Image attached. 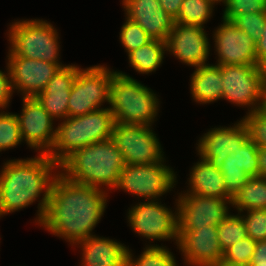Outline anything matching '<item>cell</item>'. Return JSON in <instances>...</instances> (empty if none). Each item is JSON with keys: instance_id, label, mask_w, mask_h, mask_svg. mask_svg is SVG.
<instances>
[{"instance_id": "1", "label": "cell", "mask_w": 266, "mask_h": 266, "mask_svg": "<svg viewBox=\"0 0 266 266\" xmlns=\"http://www.w3.org/2000/svg\"><path fill=\"white\" fill-rule=\"evenodd\" d=\"M107 197L102 189L77 184L58 173L40 225L75 245L93 236L91 232L105 212Z\"/></svg>"}, {"instance_id": "2", "label": "cell", "mask_w": 266, "mask_h": 266, "mask_svg": "<svg viewBox=\"0 0 266 266\" xmlns=\"http://www.w3.org/2000/svg\"><path fill=\"white\" fill-rule=\"evenodd\" d=\"M38 155L4 162L0 171V217L31 205L44 193L36 218L41 223L59 165L46 154Z\"/></svg>"}, {"instance_id": "3", "label": "cell", "mask_w": 266, "mask_h": 266, "mask_svg": "<svg viewBox=\"0 0 266 266\" xmlns=\"http://www.w3.org/2000/svg\"><path fill=\"white\" fill-rule=\"evenodd\" d=\"M124 166L122 153L110 138L73 152L59 165V173L77 184L111 190L117 186Z\"/></svg>"}, {"instance_id": "4", "label": "cell", "mask_w": 266, "mask_h": 266, "mask_svg": "<svg viewBox=\"0 0 266 266\" xmlns=\"http://www.w3.org/2000/svg\"><path fill=\"white\" fill-rule=\"evenodd\" d=\"M114 124V116L109 108L67 117L56 127L54 144L46 155L60 165L76 150L110 139Z\"/></svg>"}, {"instance_id": "5", "label": "cell", "mask_w": 266, "mask_h": 266, "mask_svg": "<svg viewBox=\"0 0 266 266\" xmlns=\"http://www.w3.org/2000/svg\"><path fill=\"white\" fill-rule=\"evenodd\" d=\"M116 123L149 125L159 110L156 94L122 71H116L110 85L109 103Z\"/></svg>"}, {"instance_id": "6", "label": "cell", "mask_w": 266, "mask_h": 266, "mask_svg": "<svg viewBox=\"0 0 266 266\" xmlns=\"http://www.w3.org/2000/svg\"><path fill=\"white\" fill-rule=\"evenodd\" d=\"M10 48L8 56H22L34 60L55 63L60 68L58 32L45 20L15 21L8 30Z\"/></svg>"}, {"instance_id": "7", "label": "cell", "mask_w": 266, "mask_h": 266, "mask_svg": "<svg viewBox=\"0 0 266 266\" xmlns=\"http://www.w3.org/2000/svg\"><path fill=\"white\" fill-rule=\"evenodd\" d=\"M107 66L95 65L80 68L70 91L68 117H76L101 109L102 103H109L112 76Z\"/></svg>"}, {"instance_id": "8", "label": "cell", "mask_w": 266, "mask_h": 266, "mask_svg": "<svg viewBox=\"0 0 266 266\" xmlns=\"http://www.w3.org/2000/svg\"><path fill=\"white\" fill-rule=\"evenodd\" d=\"M223 81L222 99L248 112L262 108L265 67L260 65H218Z\"/></svg>"}, {"instance_id": "9", "label": "cell", "mask_w": 266, "mask_h": 266, "mask_svg": "<svg viewBox=\"0 0 266 266\" xmlns=\"http://www.w3.org/2000/svg\"><path fill=\"white\" fill-rule=\"evenodd\" d=\"M163 163L164 160L153 164H125L115 189L125 190L144 200L159 201V197L171 191L177 182L174 171Z\"/></svg>"}, {"instance_id": "10", "label": "cell", "mask_w": 266, "mask_h": 266, "mask_svg": "<svg viewBox=\"0 0 266 266\" xmlns=\"http://www.w3.org/2000/svg\"><path fill=\"white\" fill-rule=\"evenodd\" d=\"M151 128L115 122L111 139L121 151L125 164H153L165 160L159 139Z\"/></svg>"}, {"instance_id": "11", "label": "cell", "mask_w": 266, "mask_h": 266, "mask_svg": "<svg viewBox=\"0 0 266 266\" xmlns=\"http://www.w3.org/2000/svg\"><path fill=\"white\" fill-rule=\"evenodd\" d=\"M128 222L134 232L149 240L175 239L178 244L177 210L156 200H146L131 207Z\"/></svg>"}, {"instance_id": "12", "label": "cell", "mask_w": 266, "mask_h": 266, "mask_svg": "<svg viewBox=\"0 0 266 266\" xmlns=\"http://www.w3.org/2000/svg\"><path fill=\"white\" fill-rule=\"evenodd\" d=\"M176 201L178 229L218 226L230 214L227 204L232 205V199L183 193Z\"/></svg>"}, {"instance_id": "13", "label": "cell", "mask_w": 266, "mask_h": 266, "mask_svg": "<svg viewBox=\"0 0 266 266\" xmlns=\"http://www.w3.org/2000/svg\"><path fill=\"white\" fill-rule=\"evenodd\" d=\"M178 248L190 266H218L223 252L218 241L217 226L178 229Z\"/></svg>"}, {"instance_id": "14", "label": "cell", "mask_w": 266, "mask_h": 266, "mask_svg": "<svg viewBox=\"0 0 266 266\" xmlns=\"http://www.w3.org/2000/svg\"><path fill=\"white\" fill-rule=\"evenodd\" d=\"M23 107L20 115L16 114L21 136L28 147L47 154L55 140L56 128H53V118L42 107L35 97L22 98Z\"/></svg>"}, {"instance_id": "15", "label": "cell", "mask_w": 266, "mask_h": 266, "mask_svg": "<svg viewBox=\"0 0 266 266\" xmlns=\"http://www.w3.org/2000/svg\"><path fill=\"white\" fill-rule=\"evenodd\" d=\"M214 31L216 65H259L253 39L232 21L223 19Z\"/></svg>"}, {"instance_id": "16", "label": "cell", "mask_w": 266, "mask_h": 266, "mask_svg": "<svg viewBox=\"0 0 266 266\" xmlns=\"http://www.w3.org/2000/svg\"><path fill=\"white\" fill-rule=\"evenodd\" d=\"M204 27L174 23L166 41L169 51L186 65H206L210 54V43Z\"/></svg>"}, {"instance_id": "17", "label": "cell", "mask_w": 266, "mask_h": 266, "mask_svg": "<svg viewBox=\"0 0 266 266\" xmlns=\"http://www.w3.org/2000/svg\"><path fill=\"white\" fill-rule=\"evenodd\" d=\"M8 68L14 90L23 98L36 97L60 67L55 63L34 60L22 56H7Z\"/></svg>"}, {"instance_id": "18", "label": "cell", "mask_w": 266, "mask_h": 266, "mask_svg": "<svg viewBox=\"0 0 266 266\" xmlns=\"http://www.w3.org/2000/svg\"><path fill=\"white\" fill-rule=\"evenodd\" d=\"M249 139L243 120L230 127L210 129L198 142V155L220 168L230 152L241 147Z\"/></svg>"}, {"instance_id": "19", "label": "cell", "mask_w": 266, "mask_h": 266, "mask_svg": "<svg viewBox=\"0 0 266 266\" xmlns=\"http://www.w3.org/2000/svg\"><path fill=\"white\" fill-rule=\"evenodd\" d=\"M126 18L138 24L153 40L166 42L175 23L158 0H123Z\"/></svg>"}, {"instance_id": "20", "label": "cell", "mask_w": 266, "mask_h": 266, "mask_svg": "<svg viewBox=\"0 0 266 266\" xmlns=\"http://www.w3.org/2000/svg\"><path fill=\"white\" fill-rule=\"evenodd\" d=\"M258 148L248 139L241 147L230 152L219 168L227 192L233 197L250 177L259 176Z\"/></svg>"}, {"instance_id": "21", "label": "cell", "mask_w": 266, "mask_h": 266, "mask_svg": "<svg viewBox=\"0 0 266 266\" xmlns=\"http://www.w3.org/2000/svg\"><path fill=\"white\" fill-rule=\"evenodd\" d=\"M79 69L76 65L61 67L49 80L45 89L35 97L55 120H65L68 117L70 91Z\"/></svg>"}, {"instance_id": "22", "label": "cell", "mask_w": 266, "mask_h": 266, "mask_svg": "<svg viewBox=\"0 0 266 266\" xmlns=\"http://www.w3.org/2000/svg\"><path fill=\"white\" fill-rule=\"evenodd\" d=\"M79 244L83 251L81 266H127L128 247L120 242L93 235Z\"/></svg>"}, {"instance_id": "23", "label": "cell", "mask_w": 266, "mask_h": 266, "mask_svg": "<svg viewBox=\"0 0 266 266\" xmlns=\"http://www.w3.org/2000/svg\"><path fill=\"white\" fill-rule=\"evenodd\" d=\"M190 171L189 190L184 194H196L220 199H232L224 185L222 172L209 161L200 157Z\"/></svg>"}, {"instance_id": "24", "label": "cell", "mask_w": 266, "mask_h": 266, "mask_svg": "<svg viewBox=\"0 0 266 266\" xmlns=\"http://www.w3.org/2000/svg\"><path fill=\"white\" fill-rule=\"evenodd\" d=\"M193 99L200 104L222 99L223 81L218 65L206 64L195 68L190 83Z\"/></svg>"}, {"instance_id": "25", "label": "cell", "mask_w": 266, "mask_h": 266, "mask_svg": "<svg viewBox=\"0 0 266 266\" xmlns=\"http://www.w3.org/2000/svg\"><path fill=\"white\" fill-rule=\"evenodd\" d=\"M232 206L238 210V213L266 209V177H250L233 196Z\"/></svg>"}, {"instance_id": "26", "label": "cell", "mask_w": 266, "mask_h": 266, "mask_svg": "<svg viewBox=\"0 0 266 266\" xmlns=\"http://www.w3.org/2000/svg\"><path fill=\"white\" fill-rule=\"evenodd\" d=\"M165 51L166 42L151 39L128 54L129 63L137 72L148 75L162 64Z\"/></svg>"}, {"instance_id": "27", "label": "cell", "mask_w": 266, "mask_h": 266, "mask_svg": "<svg viewBox=\"0 0 266 266\" xmlns=\"http://www.w3.org/2000/svg\"><path fill=\"white\" fill-rule=\"evenodd\" d=\"M213 0H184L175 23L204 27L212 16Z\"/></svg>"}, {"instance_id": "28", "label": "cell", "mask_w": 266, "mask_h": 266, "mask_svg": "<svg viewBox=\"0 0 266 266\" xmlns=\"http://www.w3.org/2000/svg\"><path fill=\"white\" fill-rule=\"evenodd\" d=\"M131 251H127V266H177L175 257L167 249L159 245L144 248L139 258L133 259Z\"/></svg>"}, {"instance_id": "29", "label": "cell", "mask_w": 266, "mask_h": 266, "mask_svg": "<svg viewBox=\"0 0 266 266\" xmlns=\"http://www.w3.org/2000/svg\"><path fill=\"white\" fill-rule=\"evenodd\" d=\"M218 241L222 252L247 236L246 226L240 213L229 214L218 226Z\"/></svg>"}, {"instance_id": "30", "label": "cell", "mask_w": 266, "mask_h": 266, "mask_svg": "<svg viewBox=\"0 0 266 266\" xmlns=\"http://www.w3.org/2000/svg\"><path fill=\"white\" fill-rule=\"evenodd\" d=\"M23 142L16 114L0 112V152Z\"/></svg>"}, {"instance_id": "31", "label": "cell", "mask_w": 266, "mask_h": 266, "mask_svg": "<svg viewBox=\"0 0 266 266\" xmlns=\"http://www.w3.org/2000/svg\"><path fill=\"white\" fill-rule=\"evenodd\" d=\"M247 127L249 139L257 148H266V110L248 112L242 119Z\"/></svg>"}, {"instance_id": "32", "label": "cell", "mask_w": 266, "mask_h": 266, "mask_svg": "<svg viewBox=\"0 0 266 266\" xmlns=\"http://www.w3.org/2000/svg\"><path fill=\"white\" fill-rule=\"evenodd\" d=\"M255 247L256 241L246 236L223 252L221 263L248 265L250 264Z\"/></svg>"}, {"instance_id": "33", "label": "cell", "mask_w": 266, "mask_h": 266, "mask_svg": "<svg viewBox=\"0 0 266 266\" xmlns=\"http://www.w3.org/2000/svg\"><path fill=\"white\" fill-rule=\"evenodd\" d=\"M151 38L138 24L126 18L121 27L120 41L125 47L127 54L147 44Z\"/></svg>"}, {"instance_id": "34", "label": "cell", "mask_w": 266, "mask_h": 266, "mask_svg": "<svg viewBox=\"0 0 266 266\" xmlns=\"http://www.w3.org/2000/svg\"><path fill=\"white\" fill-rule=\"evenodd\" d=\"M223 18L231 21L243 14L266 13V0H225Z\"/></svg>"}, {"instance_id": "35", "label": "cell", "mask_w": 266, "mask_h": 266, "mask_svg": "<svg viewBox=\"0 0 266 266\" xmlns=\"http://www.w3.org/2000/svg\"><path fill=\"white\" fill-rule=\"evenodd\" d=\"M240 215L248 237L256 242L266 240V209L248 210L246 215Z\"/></svg>"}, {"instance_id": "36", "label": "cell", "mask_w": 266, "mask_h": 266, "mask_svg": "<svg viewBox=\"0 0 266 266\" xmlns=\"http://www.w3.org/2000/svg\"><path fill=\"white\" fill-rule=\"evenodd\" d=\"M265 20L266 13H252L236 16L231 21L256 43L261 38Z\"/></svg>"}, {"instance_id": "37", "label": "cell", "mask_w": 266, "mask_h": 266, "mask_svg": "<svg viewBox=\"0 0 266 266\" xmlns=\"http://www.w3.org/2000/svg\"><path fill=\"white\" fill-rule=\"evenodd\" d=\"M6 67L7 74L0 70V110L1 108L4 110V108L9 106L8 104L10 102L12 94L14 93L8 65Z\"/></svg>"}, {"instance_id": "38", "label": "cell", "mask_w": 266, "mask_h": 266, "mask_svg": "<svg viewBox=\"0 0 266 266\" xmlns=\"http://www.w3.org/2000/svg\"><path fill=\"white\" fill-rule=\"evenodd\" d=\"M250 266H266V240L257 241Z\"/></svg>"}, {"instance_id": "39", "label": "cell", "mask_w": 266, "mask_h": 266, "mask_svg": "<svg viewBox=\"0 0 266 266\" xmlns=\"http://www.w3.org/2000/svg\"><path fill=\"white\" fill-rule=\"evenodd\" d=\"M256 59L260 66L266 67V20L261 38L255 43Z\"/></svg>"}, {"instance_id": "40", "label": "cell", "mask_w": 266, "mask_h": 266, "mask_svg": "<svg viewBox=\"0 0 266 266\" xmlns=\"http://www.w3.org/2000/svg\"><path fill=\"white\" fill-rule=\"evenodd\" d=\"M162 9L175 19L181 9V5L184 0H158Z\"/></svg>"}, {"instance_id": "41", "label": "cell", "mask_w": 266, "mask_h": 266, "mask_svg": "<svg viewBox=\"0 0 266 266\" xmlns=\"http://www.w3.org/2000/svg\"><path fill=\"white\" fill-rule=\"evenodd\" d=\"M257 161L259 176L266 177V148H258Z\"/></svg>"}, {"instance_id": "42", "label": "cell", "mask_w": 266, "mask_h": 266, "mask_svg": "<svg viewBox=\"0 0 266 266\" xmlns=\"http://www.w3.org/2000/svg\"><path fill=\"white\" fill-rule=\"evenodd\" d=\"M262 108L266 110V67L264 73V91H263V105Z\"/></svg>"}, {"instance_id": "43", "label": "cell", "mask_w": 266, "mask_h": 266, "mask_svg": "<svg viewBox=\"0 0 266 266\" xmlns=\"http://www.w3.org/2000/svg\"><path fill=\"white\" fill-rule=\"evenodd\" d=\"M218 266H250L248 265H242V264H224V263H220Z\"/></svg>"}, {"instance_id": "44", "label": "cell", "mask_w": 266, "mask_h": 266, "mask_svg": "<svg viewBox=\"0 0 266 266\" xmlns=\"http://www.w3.org/2000/svg\"><path fill=\"white\" fill-rule=\"evenodd\" d=\"M213 1H214L215 3H218V2H219V3H220V2H223V3H224V2H225V0H213Z\"/></svg>"}]
</instances>
